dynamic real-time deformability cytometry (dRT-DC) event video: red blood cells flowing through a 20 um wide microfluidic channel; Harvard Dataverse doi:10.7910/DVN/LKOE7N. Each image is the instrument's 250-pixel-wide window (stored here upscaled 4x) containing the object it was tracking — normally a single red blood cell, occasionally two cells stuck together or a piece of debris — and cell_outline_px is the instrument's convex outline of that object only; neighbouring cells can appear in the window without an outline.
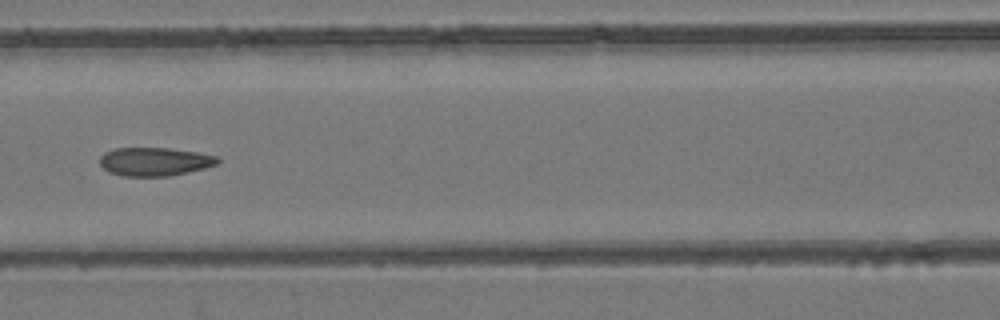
{"species": "common noctule bat (a hibernating species)", "species_latin": "Nyctalus noctula", "temperature_condition": "room temperature", "stored_images_in_passage": 7, "camera_frame_rate_fps": 3000, "um_per_image_px": 0.085, "animal": {"sex": "female", "body_mass_g": 24.6, "forearm_length_mm": 56.2}, "frame": {"image": 1, "passage_image": 7, "time_ms": 2.0, "image_size_px": [1000, 320], "cell_outline_px": [[220, 164], [204, 168], [168, 176], [124, 176], [108, 172], [100, 164], [100, 156], [104, 152], [116, 148], [168, 148], [196, 152], [216, 156], [220, 160]], "centroid_in_image_um": [13.14, 13.73], "position_along_channel_um": 153.5, "area_um2": 19.48}}